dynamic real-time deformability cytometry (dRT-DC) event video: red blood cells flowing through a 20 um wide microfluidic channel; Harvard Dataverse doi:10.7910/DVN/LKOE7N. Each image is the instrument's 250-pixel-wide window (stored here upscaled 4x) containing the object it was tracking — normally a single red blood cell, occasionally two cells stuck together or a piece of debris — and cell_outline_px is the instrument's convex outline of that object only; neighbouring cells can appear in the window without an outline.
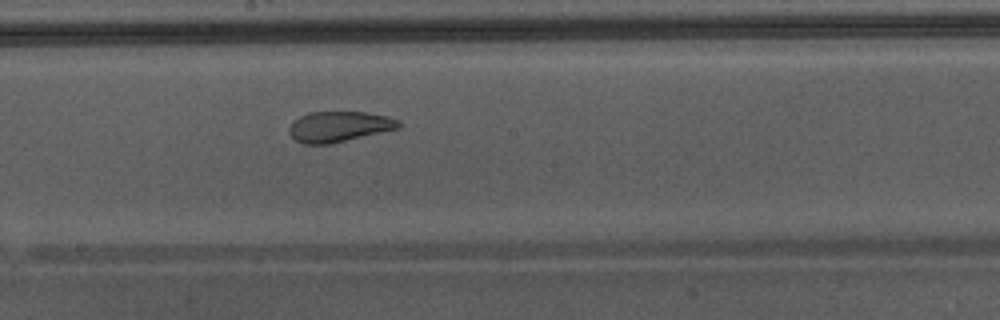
{"species": "Egyptian fruit bat (a non-hibernating species)", "species_latin": "Rousettus aegyptiacus", "temperature_condition": "warm", "stored_images_in_passage": 39, "camera_frame_rate_fps": 3000, "um_per_image_px": 0.085, "animal": {"sex": "male"}, "frame": {"image": 1, "passage_image": 23, "time_ms": 7.333, "image_size_px": [1000, 320], "cell_outline_px": [[400, 128], [328, 144], [304, 144], [296, 140], [288, 132], [288, 128], [300, 116], [308, 112], [364, 112], [388, 116], [400, 120]], "centroid_in_image_um": [28.83, 10.75], "position_along_channel_um": 219.4, "area_um2": 19.31}}